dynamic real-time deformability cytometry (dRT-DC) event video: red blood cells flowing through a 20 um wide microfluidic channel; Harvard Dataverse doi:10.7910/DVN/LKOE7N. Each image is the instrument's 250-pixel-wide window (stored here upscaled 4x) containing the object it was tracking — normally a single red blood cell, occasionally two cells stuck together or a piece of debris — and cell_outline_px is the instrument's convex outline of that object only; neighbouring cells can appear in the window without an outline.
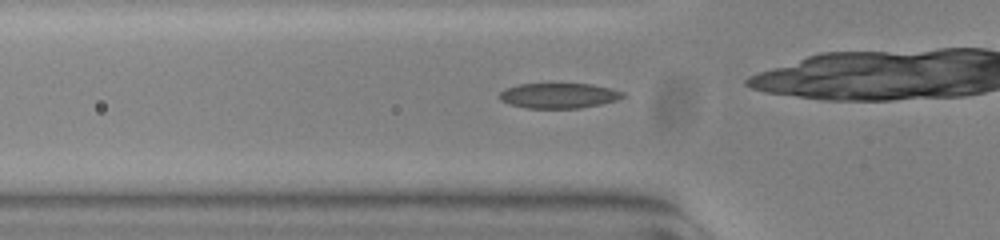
{"species": "common noctule bat (a hibernating species)", "species_latin": "Nyctalus noctula", "temperature_condition": "warm", "stored_images_in_passage": 29, "camera_frame_rate_fps": 3000, "um_per_image_px": 0.085, "animal": {"sex": "female", "body_mass_g": 23.0, "forearm_length_mm": 53.4}, "frame": {"image": 1, "passage_image": 4, "time_ms": 1.0, "image_size_px": [1000, 240], "cell_outline_px": [[624, 96], [616, 100], [600, 104], [580, 108], [528, 108], [508, 104], [500, 100], [500, 92], [504, 88], [520, 84], [592, 84], [624, 92]], "centroid_in_image_um": [47.46, 8.13], "position_along_channel_um": 78.3, "area_um2": 17.98}}
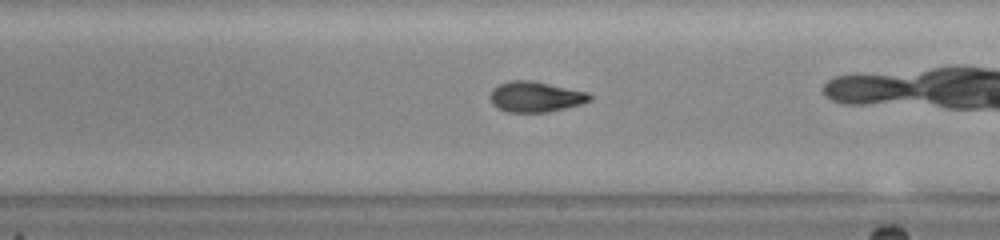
{"frame": {"image": 2, "passage_image": 17, "time_ms": 5.333, "image_size_px": [1000, 240], "cell_outline_px": [[592, 100], [580, 104], [548, 112], [508, 112], [492, 104], [492, 88], [500, 84], [512, 80], [532, 80], [588, 92], [592, 96]], "centroid_in_image_um": [45.55, 8.22], "position_along_channel_um": 243.4, "area_um2": 17.51}}
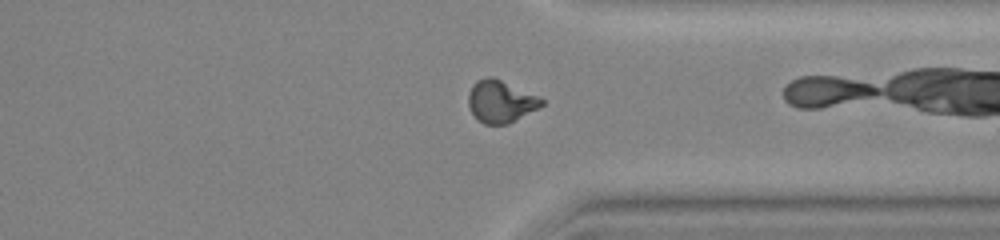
{"frame": {"image": 3, "passage_image": 27, "time_ms": 8.667, "image_size_px": [1000, 240], "cell_outline_px": [[544, 104], [508, 124], [484, 124], [468, 108], [468, 92], [472, 84], [476, 80], [488, 76], [492, 76], [540, 96], [544, 100]], "centroid_in_image_um": [42.54, 8.59], "position_along_channel_um": 368.9, "area_um2": 18.03}}